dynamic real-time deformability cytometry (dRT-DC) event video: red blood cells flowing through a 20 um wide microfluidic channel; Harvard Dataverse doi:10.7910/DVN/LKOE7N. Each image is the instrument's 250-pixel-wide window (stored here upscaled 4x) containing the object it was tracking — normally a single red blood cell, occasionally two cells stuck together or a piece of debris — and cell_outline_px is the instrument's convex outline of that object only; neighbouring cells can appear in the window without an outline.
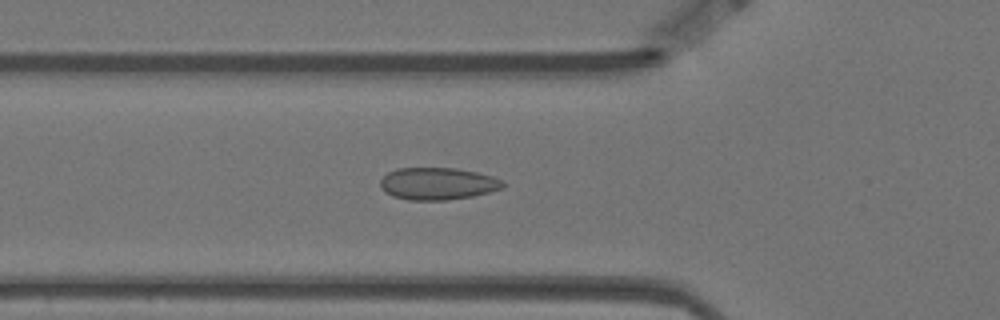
{"species": "Egyptian fruit bat (a non-hibernating species)", "species_latin": "Rousettus aegyptiacus", "temperature_condition": "warm", "stored_images_in_passage": 57, "camera_frame_rate_fps": 3000, "um_per_image_px": 0.085, "animal": {"sex": "female"}, "frame": {"image": 1, "passage_image": 19, "time_ms": 6.0, "image_size_px": [1000, 320], "cell_outline_px": [[504, 188], [472, 196], [448, 200], [408, 200], [392, 196], [380, 188], [380, 180], [388, 172], [400, 168], [456, 168], [476, 172], [492, 176], [504, 180]], "centroid_in_image_um": [37.21, 15.61], "position_along_channel_um": 88.6, "area_um2": 23.06}}
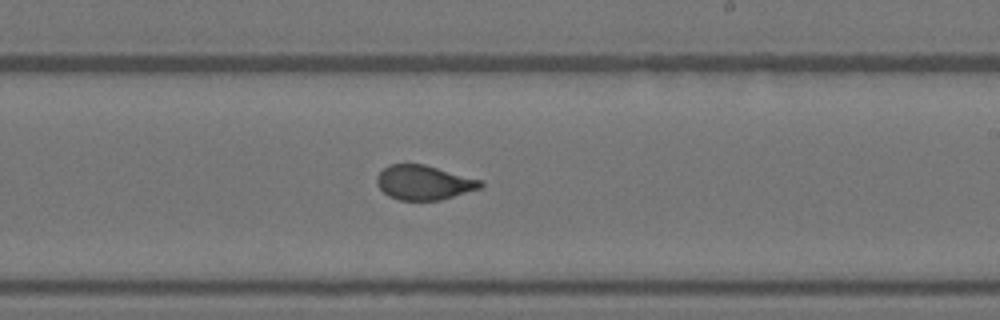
{"frame": {"image": 2, "passage_image": 33, "time_ms": 10.667, "image_size_px": [1000, 320], "cell_outline_px": [[484, 184], [480, 188], [440, 200], [400, 200], [388, 196], [376, 184], [376, 176], [384, 168], [392, 164], [424, 164], [480, 180]], "centroid_in_image_um": [35.99, 15.52], "position_along_channel_um": 253.0, "area_um2": 20.58}}
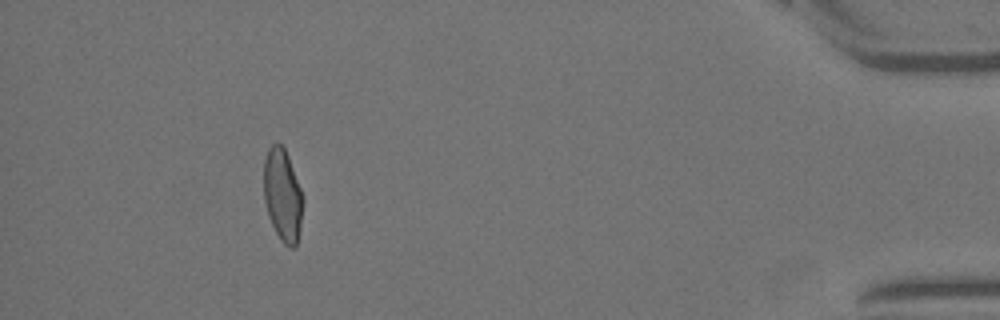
{"frame": {"image": 3, "passage_image": 52, "time_ms": 17.0, "image_size_px": [1000, 320], "cell_outline_px": [[304, 200], [300, 228], [296, 248], [288, 248], [280, 240], [268, 216], [264, 200], [264, 160], [268, 148], [276, 140], [284, 148], [288, 156], [304, 196]], "centroid_in_image_um": [24.03, 16.6], "position_along_channel_um": 411.2, "area_um2": 21.44}}